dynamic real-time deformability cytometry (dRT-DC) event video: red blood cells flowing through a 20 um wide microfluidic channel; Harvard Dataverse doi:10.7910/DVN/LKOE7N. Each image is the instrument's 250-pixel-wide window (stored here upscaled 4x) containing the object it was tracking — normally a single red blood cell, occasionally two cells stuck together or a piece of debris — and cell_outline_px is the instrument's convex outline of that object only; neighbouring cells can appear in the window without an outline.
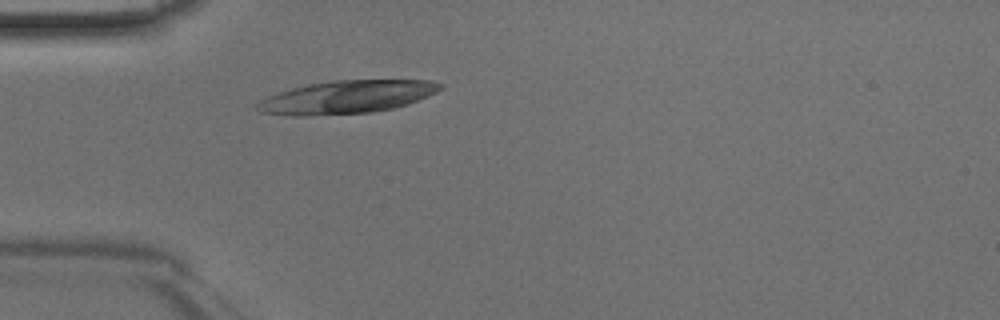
{"species": "Egyptian fruit bat (a non-hibernating species)", "species_latin": "Rousettus aegyptiacus", "temperature_condition": "room temperature", "stored_images_in_passage": 30, "camera_frame_rate_fps": 3000, "um_per_image_px": 0.085, "animal": {"sex": "male"}, "frame": {"image": 1, "passage_image": 1, "time_ms": 0.0, "image_size_px": [1000, 320], "cell_outline_px": [[444, 88], [428, 96], [408, 104], [392, 108], [372, 112], [304, 116], [292, 116], [260, 112], [256, 108], [256, 104], [260, 100], [268, 96], [292, 88], [308, 84], [332, 80], [428, 80], [444, 84]], "centroid_in_image_um": [29.48, 8.24], "position_along_channel_um": 55.5, "area_um2": 35.14}}